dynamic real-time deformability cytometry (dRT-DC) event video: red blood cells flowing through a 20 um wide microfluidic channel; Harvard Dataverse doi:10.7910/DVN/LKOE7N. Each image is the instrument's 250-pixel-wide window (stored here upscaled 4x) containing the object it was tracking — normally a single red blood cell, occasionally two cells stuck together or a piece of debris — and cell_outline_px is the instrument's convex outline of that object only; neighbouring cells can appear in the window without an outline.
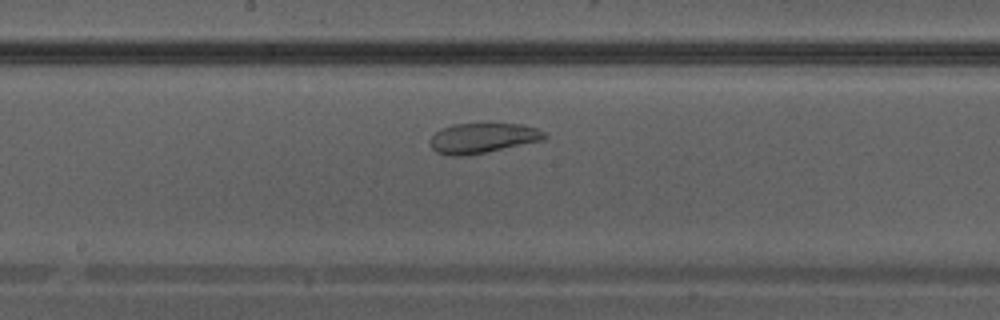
{"species": "Egyptian fruit bat (a non-hibernating species)", "species_latin": "Rousettus aegyptiacus", "temperature_condition": "warm", "stored_images_in_passage": 33, "camera_frame_rate_fps": 3000, "um_per_image_px": 0.085, "animal": {"sex": "male"}, "frame": {"image": 1, "passage_image": 15, "time_ms": 4.667, "image_size_px": [1000, 320], "cell_outline_px": [[548, 136], [544, 140], [468, 156], [452, 156], [436, 152], [428, 144], [432, 136], [440, 128], [452, 124], [488, 120], [520, 124], [536, 128], [544, 132]], "centroid_in_image_um": [41.02, 11.68], "position_along_channel_um": 207.2, "area_um2": 21.15}}
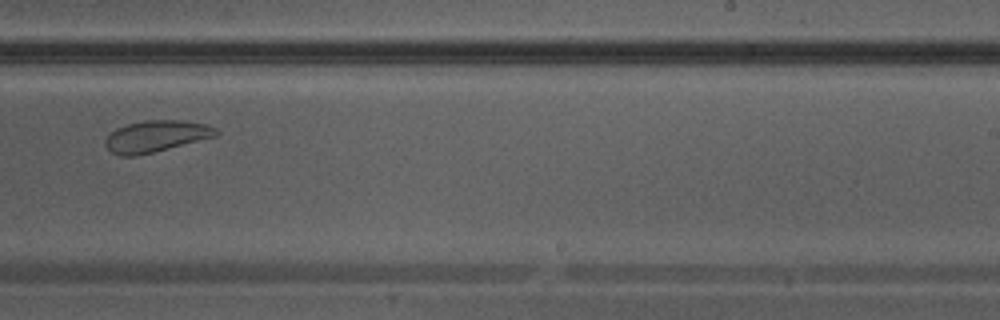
{"frame": {"image": 2, "passage_image": 19, "time_ms": 6.0, "image_size_px": [1000, 320], "cell_outline_px": [[220, 132], [216, 136], [136, 156], [120, 156], [112, 152], [104, 144], [104, 140], [116, 128], [128, 124], [144, 120], [180, 120], [208, 124], [216, 128]], "centroid_in_image_um": [13.27, 11.57], "position_along_channel_um": 275.7, "area_um2": 20.17}}